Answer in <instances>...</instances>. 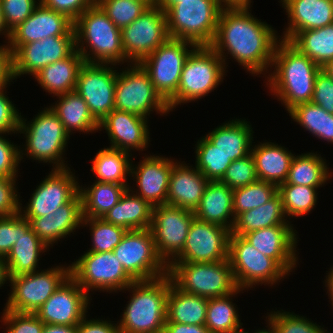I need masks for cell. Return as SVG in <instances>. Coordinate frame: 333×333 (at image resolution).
<instances>
[{"label": "cell", "instance_id": "32", "mask_svg": "<svg viewBox=\"0 0 333 333\" xmlns=\"http://www.w3.org/2000/svg\"><path fill=\"white\" fill-rule=\"evenodd\" d=\"M265 140L257 145L252 143L251 154L255 161L258 180L273 183L277 186L284 183L288 176V171L292 159L295 155L291 150L278 145L276 142Z\"/></svg>", "mask_w": 333, "mask_h": 333}, {"label": "cell", "instance_id": "65", "mask_svg": "<svg viewBox=\"0 0 333 333\" xmlns=\"http://www.w3.org/2000/svg\"><path fill=\"white\" fill-rule=\"evenodd\" d=\"M9 283L7 264L4 258L0 257V289L4 284Z\"/></svg>", "mask_w": 333, "mask_h": 333}, {"label": "cell", "instance_id": "17", "mask_svg": "<svg viewBox=\"0 0 333 333\" xmlns=\"http://www.w3.org/2000/svg\"><path fill=\"white\" fill-rule=\"evenodd\" d=\"M122 46L130 63H140L170 37L166 13L150 6L142 15L121 29Z\"/></svg>", "mask_w": 333, "mask_h": 333}, {"label": "cell", "instance_id": "67", "mask_svg": "<svg viewBox=\"0 0 333 333\" xmlns=\"http://www.w3.org/2000/svg\"><path fill=\"white\" fill-rule=\"evenodd\" d=\"M181 0H155V6L166 12L171 6L180 3Z\"/></svg>", "mask_w": 333, "mask_h": 333}, {"label": "cell", "instance_id": "9", "mask_svg": "<svg viewBox=\"0 0 333 333\" xmlns=\"http://www.w3.org/2000/svg\"><path fill=\"white\" fill-rule=\"evenodd\" d=\"M228 259L237 287L247 292L259 285L272 287L289 276L274 259L260 253L240 235H230Z\"/></svg>", "mask_w": 333, "mask_h": 333}, {"label": "cell", "instance_id": "25", "mask_svg": "<svg viewBox=\"0 0 333 333\" xmlns=\"http://www.w3.org/2000/svg\"><path fill=\"white\" fill-rule=\"evenodd\" d=\"M74 27L66 15L56 12L41 2L33 13L11 32L9 48L12 53L20 46L47 37L64 36Z\"/></svg>", "mask_w": 333, "mask_h": 333}, {"label": "cell", "instance_id": "5", "mask_svg": "<svg viewBox=\"0 0 333 333\" xmlns=\"http://www.w3.org/2000/svg\"><path fill=\"white\" fill-rule=\"evenodd\" d=\"M18 133L23 134L26 144L20 145V162L26 156L35 162L47 163L52 169L69 168L64 155L71 136L48 105L29 121L21 115Z\"/></svg>", "mask_w": 333, "mask_h": 333}, {"label": "cell", "instance_id": "1", "mask_svg": "<svg viewBox=\"0 0 333 333\" xmlns=\"http://www.w3.org/2000/svg\"><path fill=\"white\" fill-rule=\"evenodd\" d=\"M251 11L250 7L223 8L210 47L222 58L226 69L227 59L232 58L251 76L266 78L280 37L276 28Z\"/></svg>", "mask_w": 333, "mask_h": 333}, {"label": "cell", "instance_id": "37", "mask_svg": "<svg viewBox=\"0 0 333 333\" xmlns=\"http://www.w3.org/2000/svg\"><path fill=\"white\" fill-rule=\"evenodd\" d=\"M284 213L282 198L277 193L270 201L258 208L239 214L235 218L231 234L244 236L257 229L276 225H293Z\"/></svg>", "mask_w": 333, "mask_h": 333}, {"label": "cell", "instance_id": "30", "mask_svg": "<svg viewBox=\"0 0 333 333\" xmlns=\"http://www.w3.org/2000/svg\"><path fill=\"white\" fill-rule=\"evenodd\" d=\"M252 125L245 118H235L225 121L204 136L228 159L234 161L251 153L254 141Z\"/></svg>", "mask_w": 333, "mask_h": 333}, {"label": "cell", "instance_id": "57", "mask_svg": "<svg viewBox=\"0 0 333 333\" xmlns=\"http://www.w3.org/2000/svg\"><path fill=\"white\" fill-rule=\"evenodd\" d=\"M311 103L333 114V78L322 69L316 75Z\"/></svg>", "mask_w": 333, "mask_h": 333}, {"label": "cell", "instance_id": "54", "mask_svg": "<svg viewBox=\"0 0 333 333\" xmlns=\"http://www.w3.org/2000/svg\"><path fill=\"white\" fill-rule=\"evenodd\" d=\"M6 88H0V133L17 136L22 113H19L16 104L6 95Z\"/></svg>", "mask_w": 333, "mask_h": 333}, {"label": "cell", "instance_id": "22", "mask_svg": "<svg viewBox=\"0 0 333 333\" xmlns=\"http://www.w3.org/2000/svg\"><path fill=\"white\" fill-rule=\"evenodd\" d=\"M171 158L146 154L136 165L132 160L130 179L135 181L137 188L129 186V189L152 207L166 204L171 170L178 161Z\"/></svg>", "mask_w": 333, "mask_h": 333}, {"label": "cell", "instance_id": "58", "mask_svg": "<svg viewBox=\"0 0 333 333\" xmlns=\"http://www.w3.org/2000/svg\"><path fill=\"white\" fill-rule=\"evenodd\" d=\"M46 7L66 15L73 22L96 0H40Z\"/></svg>", "mask_w": 333, "mask_h": 333}, {"label": "cell", "instance_id": "64", "mask_svg": "<svg viewBox=\"0 0 333 333\" xmlns=\"http://www.w3.org/2000/svg\"><path fill=\"white\" fill-rule=\"evenodd\" d=\"M253 0H219L223 8L253 7Z\"/></svg>", "mask_w": 333, "mask_h": 333}, {"label": "cell", "instance_id": "6", "mask_svg": "<svg viewBox=\"0 0 333 333\" xmlns=\"http://www.w3.org/2000/svg\"><path fill=\"white\" fill-rule=\"evenodd\" d=\"M227 72L222 58L210 46H197L185 61L176 94L167 102L170 111L214 92Z\"/></svg>", "mask_w": 333, "mask_h": 333}, {"label": "cell", "instance_id": "29", "mask_svg": "<svg viewBox=\"0 0 333 333\" xmlns=\"http://www.w3.org/2000/svg\"><path fill=\"white\" fill-rule=\"evenodd\" d=\"M49 249L32 230L30 221L21 215L20 237L4 258L9 278L39 271L41 255Z\"/></svg>", "mask_w": 333, "mask_h": 333}, {"label": "cell", "instance_id": "41", "mask_svg": "<svg viewBox=\"0 0 333 333\" xmlns=\"http://www.w3.org/2000/svg\"><path fill=\"white\" fill-rule=\"evenodd\" d=\"M246 290L237 288L233 293L208 299L205 326L209 333H232L243 326L233 298ZM233 297V298H232Z\"/></svg>", "mask_w": 333, "mask_h": 333}, {"label": "cell", "instance_id": "10", "mask_svg": "<svg viewBox=\"0 0 333 333\" xmlns=\"http://www.w3.org/2000/svg\"><path fill=\"white\" fill-rule=\"evenodd\" d=\"M125 69V70H124ZM115 109L149 119L151 112L170 113L167 102L156 91L148 73L139 63H131L117 73Z\"/></svg>", "mask_w": 333, "mask_h": 333}, {"label": "cell", "instance_id": "23", "mask_svg": "<svg viewBox=\"0 0 333 333\" xmlns=\"http://www.w3.org/2000/svg\"><path fill=\"white\" fill-rule=\"evenodd\" d=\"M148 122L147 118L137 114L114 109L99 122L98 131L106 130L109 148L140 153L147 150L152 139Z\"/></svg>", "mask_w": 333, "mask_h": 333}, {"label": "cell", "instance_id": "60", "mask_svg": "<svg viewBox=\"0 0 333 333\" xmlns=\"http://www.w3.org/2000/svg\"><path fill=\"white\" fill-rule=\"evenodd\" d=\"M12 51L9 44L0 45V88L8 87L13 82Z\"/></svg>", "mask_w": 333, "mask_h": 333}, {"label": "cell", "instance_id": "12", "mask_svg": "<svg viewBox=\"0 0 333 333\" xmlns=\"http://www.w3.org/2000/svg\"><path fill=\"white\" fill-rule=\"evenodd\" d=\"M52 267L9 278L11 290L4 310L36 313L70 276V264Z\"/></svg>", "mask_w": 333, "mask_h": 333}, {"label": "cell", "instance_id": "59", "mask_svg": "<svg viewBox=\"0 0 333 333\" xmlns=\"http://www.w3.org/2000/svg\"><path fill=\"white\" fill-rule=\"evenodd\" d=\"M87 316L89 317L86 315L77 325V333H120L118 321H111L109 318L103 320L99 317L89 319Z\"/></svg>", "mask_w": 333, "mask_h": 333}, {"label": "cell", "instance_id": "15", "mask_svg": "<svg viewBox=\"0 0 333 333\" xmlns=\"http://www.w3.org/2000/svg\"><path fill=\"white\" fill-rule=\"evenodd\" d=\"M118 68L113 64L84 62L78 71L75 91L98 123L115 109Z\"/></svg>", "mask_w": 333, "mask_h": 333}, {"label": "cell", "instance_id": "69", "mask_svg": "<svg viewBox=\"0 0 333 333\" xmlns=\"http://www.w3.org/2000/svg\"><path fill=\"white\" fill-rule=\"evenodd\" d=\"M268 324L267 326H265L263 329H256L255 331H253V333H277L274 328L269 324V323H265Z\"/></svg>", "mask_w": 333, "mask_h": 333}, {"label": "cell", "instance_id": "53", "mask_svg": "<svg viewBox=\"0 0 333 333\" xmlns=\"http://www.w3.org/2000/svg\"><path fill=\"white\" fill-rule=\"evenodd\" d=\"M0 133V177L18 178L20 167V146ZM19 168V169H18Z\"/></svg>", "mask_w": 333, "mask_h": 333}, {"label": "cell", "instance_id": "49", "mask_svg": "<svg viewBox=\"0 0 333 333\" xmlns=\"http://www.w3.org/2000/svg\"><path fill=\"white\" fill-rule=\"evenodd\" d=\"M96 3L119 29L131 24L150 7L143 0H96Z\"/></svg>", "mask_w": 333, "mask_h": 333}, {"label": "cell", "instance_id": "4", "mask_svg": "<svg viewBox=\"0 0 333 333\" xmlns=\"http://www.w3.org/2000/svg\"><path fill=\"white\" fill-rule=\"evenodd\" d=\"M76 50L87 63L131 64L124 54L119 29L102 10L94 3L75 21ZM121 64V65H120Z\"/></svg>", "mask_w": 333, "mask_h": 333}, {"label": "cell", "instance_id": "40", "mask_svg": "<svg viewBox=\"0 0 333 333\" xmlns=\"http://www.w3.org/2000/svg\"><path fill=\"white\" fill-rule=\"evenodd\" d=\"M129 152L113 148H102L92 161L91 171L96 176L95 181L130 185L127 181L131 174L132 157Z\"/></svg>", "mask_w": 333, "mask_h": 333}, {"label": "cell", "instance_id": "34", "mask_svg": "<svg viewBox=\"0 0 333 333\" xmlns=\"http://www.w3.org/2000/svg\"><path fill=\"white\" fill-rule=\"evenodd\" d=\"M55 98L58 99L57 102L55 101L49 107L57 115L69 135L76 131L84 134L98 132L99 123L91 115L86 102L76 91L57 95Z\"/></svg>", "mask_w": 333, "mask_h": 333}, {"label": "cell", "instance_id": "48", "mask_svg": "<svg viewBox=\"0 0 333 333\" xmlns=\"http://www.w3.org/2000/svg\"><path fill=\"white\" fill-rule=\"evenodd\" d=\"M275 310L267 312L264 318L277 333H330L327 327L325 329L324 325L322 327L306 316L283 309Z\"/></svg>", "mask_w": 333, "mask_h": 333}, {"label": "cell", "instance_id": "19", "mask_svg": "<svg viewBox=\"0 0 333 333\" xmlns=\"http://www.w3.org/2000/svg\"><path fill=\"white\" fill-rule=\"evenodd\" d=\"M231 230L193 219L182 252L172 262L207 263L229 258Z\"/></svg>", "mask_w": 333, "mask_h": 333}, {"label": "cell", "instance_id": "68", "mask_svg": "<svg viewBox=\"0 0 333 333\" xmlns=\"http://www.w3.org/2000/svg\"><path fill=\"white\" fill-rule=\"evenodd\" d=\"M322 70L333 78V59L330 60L326 65L322 67Z\"/></svg>", "mask_w": 333, "mask_h": 333}, {"label": "cell", "instance_id": "14", "mask_svg": "<svg viewBox=\"0 0 333 333\" xmlns=\"http://www.w3.org/2000/svg\"><path fill=\"white\" fill-rule=\"evenodd\" d=\"M113 253L135 281L153 280L168 274V266L158 256L149 228L127 231Z\"/></svg>", "mask_w": 333, "mask_h": 333}, {"label": "cell", "instance_id": "27", "mask_svg": "<svg viewBox=\"0 0 333 333\" xmlns=\"http://www.w3.org/2000/svg\"><path fill=\"white\" fill-rule=\"evenodd\" d=\"M287 14V26L279 35L289 41L297 32L333 23V0H280Z\"/></svg>", "mask_w": 333, "mask_h": 333}, {"label": "cell", "instance_id": "33", "mask_svg": "<svg viewBox=\"0 0 333 333\" xmlns=\"http://www.w3.org/2000/svg\"><path fill=\"white\" fill-rule=\"evenodd\" d=\"M84 63L81 54L75 50L67 58L56 61L41 69L33 79L52 97L75 91L78 71Z\"/></svg>", "mask_w": 333, "mask_h": 333}, {"label": "cell", "instance_id": "43", "mask_svg": "<svg viewBox=\"0 0 333 333\" xmlns=\"http://www.w3.org/2000/svg\"><path fill=\"white\" fill-rule=\"evenodd\" d=\"M292 120L322 141L333 144V114L311 102L295 106L288 112Z\"/></svg>", "mask_w": 333, "mask_h": 333}, {"label": "cell", "instance_id": "8", "mask_svg": "<svg viewBox=\"0 0 333 333\" xmlns=\"http://www.w3.org/2000/svg\"><path fill=\"white\" fill-rule=\"evenodd\" d=\"M168 275L180 290L207 299L228 295L238 288L229 259L207 263L171 262Z\"/></svg>", "mask_w": 333, "mask_h": 333}, {"label": "cell", "instance_id": "47", "mask_svg": "<svg viewBox=\"0 0 333 333\" xmlns=\"http://www.w3.org/2000/svg\"><path fill=\"white\" fill-rule=\"evenodd\" d=\"M89 227L91 248L87 252H110L120 243L126 229L106 222L103 218H83L81 227Z\"/></svg>", "mask_w": 333, "mask_h": 333}, {"label": "cell", "instance_id": "56", "mask_svg": "<svg viewBox=\"0 0 333 333\" xmlns=\"http://www.w3.org/2000/svg\"><path fill=\"white\" fill-rule=\"evenodd\" d=\"M21 231V213L0 217V257L5 258L18 241Z\"/></svg>", "mask_w": 333, "mask_h": 333}, {"label": "cell", "instance_id": "16", "mask_svg": "<svg viewBox=\"0 0 333 333\" xmlns=\"http://www.w3.org/2000/svg\"><path fill=\"white\" fill-rule=\"evenodd\" d=\"M194 218L188 209L168 204L153 207L149 229L157 254L167 266L182 252Z\"/></svg>", "mask_w": 333, "mask_h": 333}, {"label": "cell", "instance_id": "36", "mask_svg": "<svg viewBox=\"0 0 333 333\" xmlns=\"http://www.w3.org/2000/svg\"><path fill=\"white\" fill-rule=\"evenodd\" d=\"M208 299L180 290L173 282L167 296L166 323L205 326Z\"/></svg>", "mask_w": 333, "mask_h": 333}, {"label": "cell", "instance_id": "28", "mask_svg": "<svg viewBox=\"0 0 333 333\" xmlns=\"http://www.w3.org/2000/svg\"><path fill=\"white\" fill-rule=\"evenodd\" d=\"M178 160L171 170L166 204L193 211L209 180L194 166Z\"/></svg>", "mask_w": 333, "mask_h": 333}, {"label": "cell", "instance_id": "11", "mask_svg": "<svg viewBox=\"0 0 333 333\" xmlns=\"http://www.w3.org/2000/svg\"><path fill=\"white\" fill-rule=\"evenodd\" d=\"M71 263L70 276L89 295L94 294V291L109 294L121 292L135 281L124 270L113 251H84L83 255Z\"/></svg>", "mask_w": 333, "mask_h": 333}, {"label": "cell", "instance_id": "7", "mask_svg": "<svg viewBox=\"0 0 333 333\" xmlns=\"http://www.w3.org/2000/svg\"><path fill=\"white\" fill-rule=\"evenodd\" d=\"M222 9L219 0H181L165 12L169 37L210 46Z\"/></svg>", "mask_w": 333, "mask_h": 333}, {"label": "cell", "instance_id": "20", "mask_svg": "<svg viewBox=\"0 0 333 333\" xmlns=\"http://www.w3.org/2000/svg\"><path fill=\"white\" fill-rule=\"evenodd\" d=\"M76 50L74 27L64 36L26 43L12 53L14 79L34 76L45 66L63 60Z\"/></svg>", "mask_w": 333, "mask_h": 333}, {"label": "cell", "instance_id": "31", "mask_svg": "<svg viewBox=\"0 0 333 333\" xmlns=\"http://www.w3.org/2000/svg\"><path fill=\"white\" fill-rule=\"evenodd\" d=\"M194 216L198 220L232 230L235 222L233 189L220 181H209L198 207L194 210Z\"/></svg>", "mask_w": 333, "mask_h": 333}, {"label": "cell", "instance_id": "35", "mask_svg": "<svg viewBox=\"0 0 333 333\" xmlns=\"http://www.w3.org/2000/svg\"><path fill=\"white\" fill-rule=\"evenodd\" d=\"M152 211L153 207L147 201L128 188L103 219L127 231L142 230L150 227Z\"/></svg>", "mask_w": 333, "mask_h": 333}, {"label": "cell", "instance_id": "39", "mask_svg": "<svg viewBox=\"0 0 333 333\" xmlns=\"http://www.w3.org/2000/svg\"><path fill=\"white\" fill-rule=\"evenodd\" d=\"M328 166L326 159L317 151L294 155L284 183L311 186L320 190L333 175Z\"/></svg>", "mask_w": 333, "mask_h": 333}, {"label": "cell", "instance_id": "38", "mask_svg": "<svg viewBox=\"0 0 333 333\" xmlns=\"http://www.w3.org/2000/svg\"><path fill=\"white\" fill-rule=\"evenodd\" d=\"M79 185L83 218H103L119 201L130 185L95 181Z\"/></svg>", "mask_w": 333, "mask_h": 333}, {"label": "cell", "instance_id": "13", "mask_svg": "<svg viewBox=\"0 0 333 333\" xmlns=\"http://www.w3.org/2000/svg\"><path fill=\"white\" fill-rule=\"evenodd\" d=\"M196 47L188 40L169 38L139 63L166 102L176 94L185 61Z\"/></svg>", "mask_w": 333, "mask_h": 333}, {"label": "cell", "instance_id": "24", "mask_svg": "<svg viewBox=\"0 0 333 333\" xmlns=\"http://www.w3.org/2000/svg\"><path fill=\"white\" fill-rule=\"evenodd\" d=\"M297 233L294 225H276L257 229L243 237L260 253L274 259L291 275L299 265L300 259L296 249L299 241Z\"/></svg>", "mask_w": 333, "mask_h": 333}, {"label": "cell", "instance_id": "71", "mask_svg": "<svg viewBox=\"0 0 333 333\" xmlns=\"http://www.w3.org/2000/svg\"><path fill=\"white\" fill-rule=\"evenodd\" d=\"M146 2L149 6H154L155 5V0H143Z\"/></svg>", "mask_w": 333, "mask_h": 333}, {"label": "cell", "instance_id": "66", "mask_svg": "<svg viewBox=\"0 0 333 333\" xmlns=\"http://www.w3.org/2000/svg\"><path fill=\"white\" fill-rule=\"evenodd\" d=\"M5 37V41L3 40V42H5V44H9L10 38H11V32L8 30L5 21H4V17H3V13L1 11L0 8V36ZM8 41V42H7Z\"/></svg>", "mask_w": 333, "mask_h": 333}, {"label": "cell", "instance_id": "61", "mask_svg": "<svg viewBox=\"0 0 333 333\" xmlns=\"http://www.w3.org/2000/svg\"><path fill=\"white\" fill-rule=\"evenodd\" d=\"M163 333H209L206 326L165 323Z\"/></svg>", "mask_w": 333, "mask_h": 333}, {"label": "cell", "instance_id": "55", "mask_svg": "<svg viewBox=\"0 0 333 333\" xmlns=\"http://www.w3.org/2000/svg\"><path fill=\"white\" fill-rule=\"evenodd\" d=\"M16 182L17 178L0 177V217L20 212V203L23 201Z\"/></svg>", "mask_w": 333, "mask_h": 333}, {"label": "cell", "instance_id": "18", "mask_svg": "<svg viewBox=\"0 0 333 333\" xmlns=\"http://www.w3.org/2000/svg\"><path fill=\"white\" fill-rule=\"evenodd\" d=\"M72 169H51L36 186L25 205L20 203L24 218L49 215L70 202L79 193V178ZM25 207H23V206Z\"/></svg>", "mask_w": 333, "mask_h": 333}, {"label": "cell", "instance_id": "70", "mask_svg": "<svg viewBox=\"0 0 333 333\" xmlns=\"http://www.w3.org/2000/svg\"><path fill=\"white\" fill-rule=\"evenodd\" d=\"M232 333H251V332H249V330L246 331L245 329H243V328L241 327V328H239L238 330L233 331ZM252 333H253V332H252Z\"/></svg>", "mask_w": 333, "mask_h": 333}, {"label": "cell", "instance_id": "51", "mask_svg": "<svg viewBox=\"0 0 333 333\" xmlns=\"http://www.w3.org/2000/svg\"><path fill=\"white\" fill-rule=\"evenodd\" d=\"M1 313L0 322H3L2 325L6 327H3L4 333H42L45 326L35 313H20L4 309Z\"/></svg>", "mask_w": 333, "mask_h": 333}, {"label": "cell", "instance_id": "46", "mask_svg": "<svg viewBox=\"0 0 333 333\" xmlns=\"http://www.w3.org/2000/svg\"><path fill=\"white\" fill-rule=\"evenodd\" d=\"M278 193V186L257 180L247 186L233 190V212L235 218L248 210L258 208Z\"/></svg>", "mask_w": 333, "mask_h": 333}, {"label": "cell", "instance_id": "63", "mask_svg": "<svg viewBox=\"0 0 333 333\" xmlns=\"http://www.w3.org/2000/svg\"><path fill=\"white\" fill-rule=\"evenodd\" d=\"M327 275L323 281L324 287H326V294H328V299H330L329 303L332 305L333 308V265L329 268V271H326ZM325 283V284H324Z\"/></svg>", "mask_w": 333, "mask_h": 333}, {"label": "cell", "instance_id": "52", "mask_svg": "<svg viewBox=\"0 0 333 333\" xmlns=\"http://www.w3.org/2000/svg\"><path fill=\"white\" fill-rule=\"evenodd\" d=\"M40 0H0L5 24L10 32L24 22L34 11Z\"/></svg>", "mask_w": 333, "mask_h": 333}, {"label": "cell", "instance_id": "44", "mask_svg": "<svg viewBox=\"0 0 333 333\" xmlns=\"http://www.w3.org/2000/svg\"><path fill=\"white\" fill-rule=\"evenodd\" d=\"M318 189L305 185L282 183L278 186L281 195L284 213L288 220L297 219L315 210L318 200ZM297 217V218H296Z\"/></svg>", "mask_w": 333, "mask_h": 333}, {"label": "cell", "instance_id": "45", "mask_svg": "<svg viewBox=\"0 0 333 333\" xmlns=\"http://www.w3.org/2000/svg\"><path fill=\"white\" fill-rule=\"evenodd\" d=\"M196 143L194 166L209 181H220L232 161L205 136L200 137Z\"/></svg>", "mask_w": 333, "mask_h": 333}, {"label": "cell", "instance_id": "62", "mask_svg": "<svg viewBox=\"0 0 333 333\" xmlns=\"http://www.w3.org/2000/svg\"><path fill=\"white\" fill-rule=\"evenodd\" d=\"M42 333H77V326L45 324Z\"/></svg>", "mask_w": 333, "mask_h": 333}, {"label": "cell", "instance_id": "3", "mask_svg": "<svg viewBox=\"0 0 333 333\" xmlns=\"http://www.w3.org/2000/svg\"><path fill=\"white\" fill-rule=\"evenodd\" d=\"M171 283L167 274L153 280L134 281L121 291L131 294L118 320L120 333H163Z\"/></svg>", "mask_w": 333, "mask_h": 333}, {"label": "cell", "instance_id": "26", "mask_svg": "<svg viewBox=\"0 0 333 333\" xmlns=\"http://www.w3.org/2000/svg\"><path fill=\"white\" fill-rule=\"evenodd\" d=\"M39 239L49 248H52L62 239L74 234L82 225V198L78 193L70 202L59 207L49 215L26 218ZM61 239V240H60Z\"/></svg>", "mask_w": 333, "mask_h": 333}, {"label": "cell", "instance_id": "21", "mask_svg": "<svg viewBox=\"0 0 333 333\" xmlns=\"http://www.w3.org/2000/svg\"><path fill=\"white\" fill-rule=\"evenodd\" d=\"M91 300L69 276L35 314L44 324L77 326L90 310Z\"/></svg>", "mask_w": 333, "mask_h": 333}, {"label": "cell", "instance_id": "2", "mask_svg": "<svg viewBox=\"0 0 333 333\" xmlns=\"http://www.w3.org/2000/svg\"><path fill=\"white\" fill-rule=\"evenodd\" d=\"M321 69L289 41L280 39L265 85L288 113L299 104L311 102L315 78Z\"/></svg>", "mask_w": 333, "mask_h": 333}, {"label": "cell", "instance_id": "50", "mask_svg": "<svg viewBox=\"0 0 333 333\" xmlns=\"http://www.w3.org/2000/svg\"><path fill=\"white\" fill-rule=\"evenodd\" d=\"M258 180L255 161L250 153L244 158L236 159L230 166L220 182L226 184L231 189L247 186Z\"/></svg>", "mask_w": 333, "mask_h": 333}, {"label": "cell", "instance_id": "42", "mask_svg": "<svg viewBox=\"0 0 333 333\" xmlns=\"http://www.w3.org/2000/svg\"><path fill=\"white\" fill-rule=\"evenodd\" d=\"M289 42L322 68L333 59V23L297 32Z\"/></svg>", "mask_w": 333, "mask_h": 333}]
</instances>
